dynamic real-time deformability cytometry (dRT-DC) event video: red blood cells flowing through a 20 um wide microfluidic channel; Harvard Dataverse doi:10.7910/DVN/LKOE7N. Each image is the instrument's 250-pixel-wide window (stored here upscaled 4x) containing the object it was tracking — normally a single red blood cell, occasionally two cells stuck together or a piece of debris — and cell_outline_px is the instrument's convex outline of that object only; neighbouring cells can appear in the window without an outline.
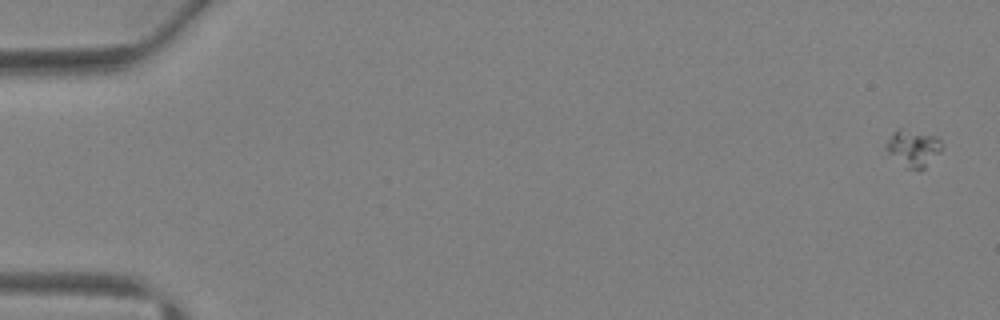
{"species": "Egyptian fruit bat (a non-hibernating species)", "species_latin": "Rousettus aegyptiacus", "temperature_condition": "warm", "stored_images_in_passage": 5, "camera_frame_rate_fps": 3000, "um_per_image_px": 0.085, "animal": {"sex": "female"}, "frame": {"image": 1, "passage_image": 1, "time_ms": 0.0, "image_size_px": [1000, 320], "cell_outline_px": [[944, 148], [924, 168], [904, 168], [888, 156], [884, 148], [884, 144], [892, 132], [900, 128], [936, 136], [940, 140]], "centroid_in_image_um": [77.56, 12.6], "position_along_channel_um": 7.4, "area_um2": 12.25}}